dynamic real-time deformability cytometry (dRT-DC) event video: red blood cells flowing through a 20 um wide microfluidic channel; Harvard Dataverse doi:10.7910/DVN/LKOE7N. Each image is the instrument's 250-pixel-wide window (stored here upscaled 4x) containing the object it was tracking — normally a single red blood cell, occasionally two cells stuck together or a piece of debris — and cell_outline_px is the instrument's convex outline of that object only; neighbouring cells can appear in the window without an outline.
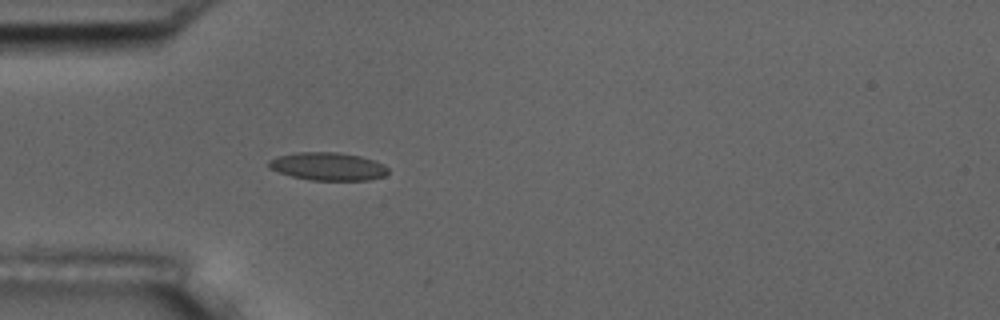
{"species": "common noctule bat (a hibernating species)", "species_latin": "Nyctalus noctula", "temperature_condition": "room temperature", "stored_images_in_passage": 4, "camera_frame_rate_fps": 3000, "um_per_image_px": 0.085, "animal": {"sex": "male", "body_mass_g": 17.5, "forearm_length_mm": 52.3}, "frame": {"image": 1, "passage_image": 4, "time_ms": 4.333, "image_size_px": [1000, 320], "cell_outline_px": [[388, 172], [384, 176], [368, 180], [312, 180], [292, 176], [268, 168], [268, 160], [276, 156], [296, 152], [340, 152], [360, 156], [384, 164], [388, 168]], "centroid_in_image_um": [27.85, 14.13], "position_along_channel_um": 57.1, "area_um2": 19.48}}